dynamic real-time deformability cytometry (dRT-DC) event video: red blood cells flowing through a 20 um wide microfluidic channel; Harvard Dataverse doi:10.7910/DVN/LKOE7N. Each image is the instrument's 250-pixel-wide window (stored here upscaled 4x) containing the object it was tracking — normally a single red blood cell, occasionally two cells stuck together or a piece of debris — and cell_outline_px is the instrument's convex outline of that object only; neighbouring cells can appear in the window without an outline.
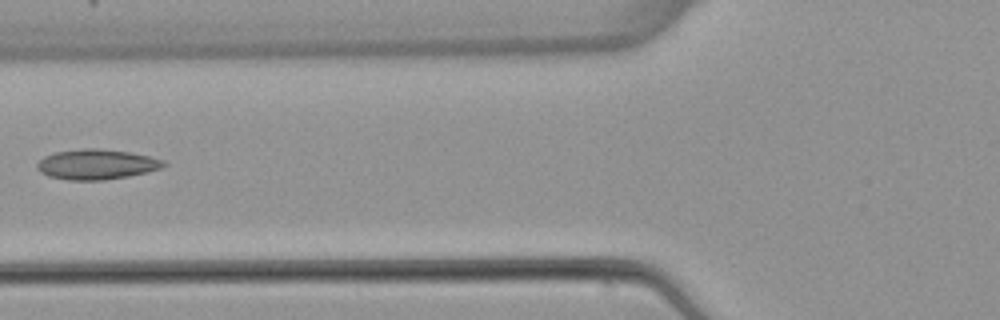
{"species": "common noctule bat (a hibernating species)", "species_latin": "Nyctalus noctula", "temperature_condition": "warm", "stored_images_in_passage": 5, "camera_frame_rate_fps": 3000, "um_per_image_px": 0.085, "animal": {"sex": "female", "body_mass_g": 22.7, "forearm_length_mm": 54.2}, "frame": {"image": 1, "passage_image": 5, "time_ms": 6.0, "image_size_px": [1000, 320], "cell_outline_px": [[168, 164], [160, 168], [128, 176], [104, 180], [68, 180], [48, 176], [40, 172], [36, 168], [36, 164], [44, 156], [56, 152], [84, 148], [96, 148], [128, 152], [148, 156], [164, 160]], "centroid_in_image_um": [8.17, 13.97], "position_along_channel_um": 117.6, "area_um2": 22.08}}